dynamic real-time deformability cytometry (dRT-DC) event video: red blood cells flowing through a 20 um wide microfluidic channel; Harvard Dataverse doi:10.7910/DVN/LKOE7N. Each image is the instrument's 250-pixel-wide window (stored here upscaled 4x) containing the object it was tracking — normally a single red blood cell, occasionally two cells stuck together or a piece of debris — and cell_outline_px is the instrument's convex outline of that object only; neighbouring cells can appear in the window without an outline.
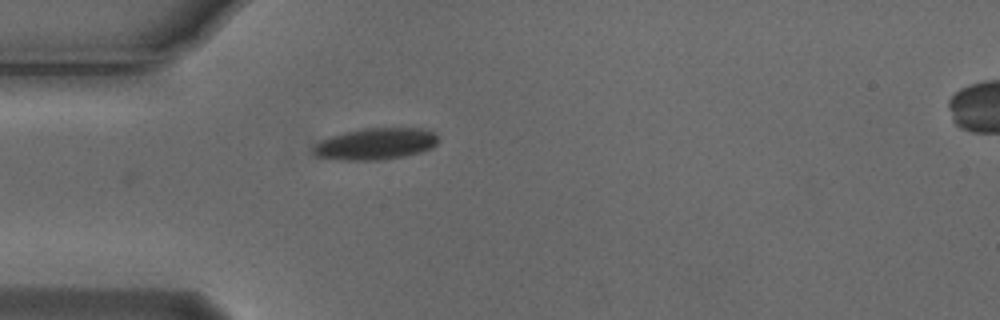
{"species": "Egyptian fruit bat (a non-hibernating species)", "species_latin": "Rousettus aegyptiacus", "temperature_condition": "cold", "stored_images_in_passage": 21, "camera_frame_rate_fps": 3000, "um_per_image_px": 0.085, "animal": {"sex": "male"}, "frame": {"image": 1, "passage_image": 1, "time_ms": 0.0, "image_size_px": [1000, 320], "cell_outline_px": [[436, 144], [432, 148], [420, 152], [404, 156], [380, 160], [344, 160], [316, 156], [312, 152], [312, 148], [320, 140], [344, 132], [364, 128], [424, 128], [436, 132]], "centroid_in_image_um": [31.93, 12.22], "position_along_channel_um": 53.1, "area_um2": 23.0}}
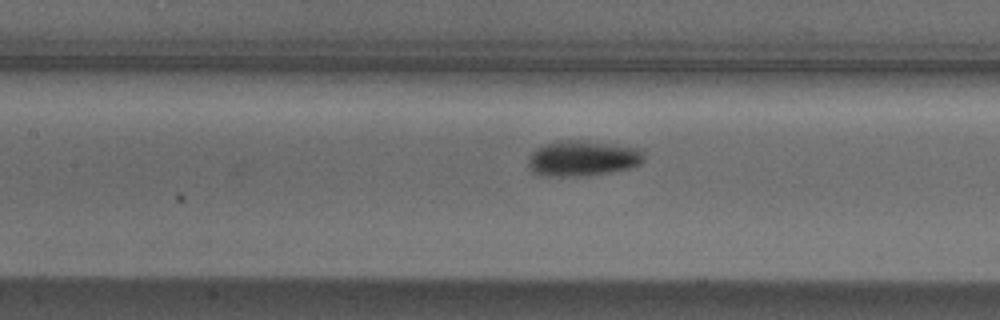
{"frame": {"image": 2, "passage_image": 10, "time_ms": 3.0, "image_size_px": [1000, 320], "cell_outline_px": [[644, 160], [640, 164], [628, 168], [608, 172], [576, 176], [540, 176], [532, 172], [528, 168], [528, 160], [532, 152], [536, 148], [544, 144], [556, 140], [584, 140], [644, 148]], "centroid_in_image_um": [49.51, 13.44], "position_along_channel_um": 157.9, "area_um2": 24.28}}
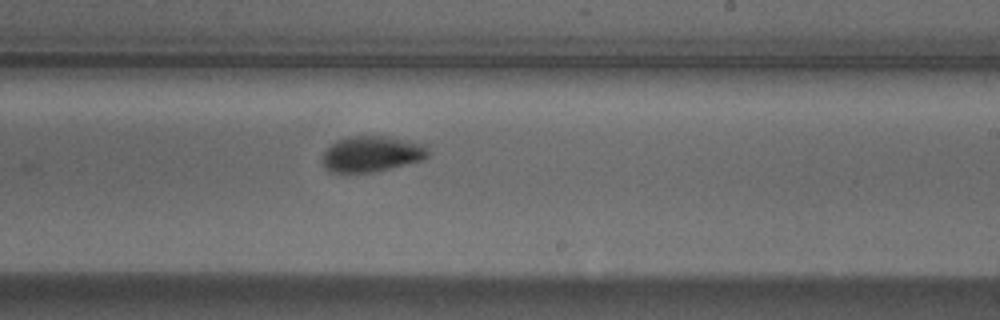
{"frame": {"image": 3, "passage_image": 18, "time_ms": 5.667, "image_size_px": [1000, 320], "cell_outline_px": [[428, 156], [424, 160], [376, 172], [328, 172], [324, 168], [320, 160], [324, 152], [336, 140], [348, 136], [380, 136], [428, 144]], "centroid_in_image_um": [31.58, 13.1], "position_along_channel_um": 257.4, "area_um2": 22.31}}